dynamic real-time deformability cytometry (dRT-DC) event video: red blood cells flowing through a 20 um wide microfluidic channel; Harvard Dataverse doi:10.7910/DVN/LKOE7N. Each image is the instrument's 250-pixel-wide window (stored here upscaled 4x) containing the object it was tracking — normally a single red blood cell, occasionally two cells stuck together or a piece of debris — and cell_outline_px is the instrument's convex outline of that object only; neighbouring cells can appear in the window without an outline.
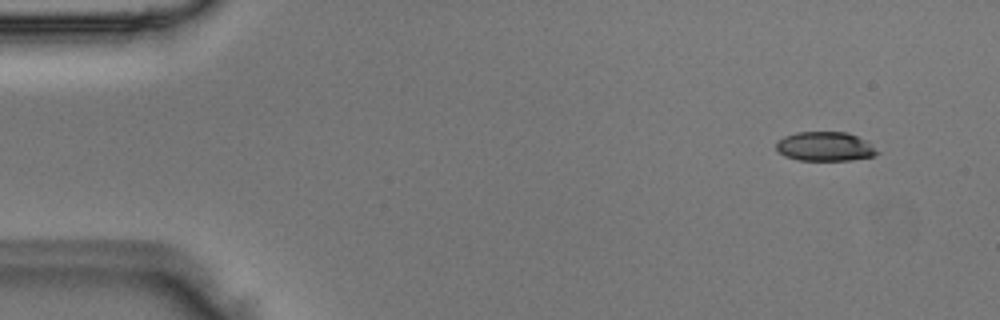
{"species": "Egyptian fruit bat (a non-hibernating species)", "species_latin": "Rousettus aegyptiacus", "temperature_condition": "room temperature", "stored_images_in_passage": 3, "segment_of_instrument_passage": [2, 2], "camera_frame_rate_fps": 3000, "um_per_image_px": 0.085, "animal": {"sex": "male"}, "frame": {"image": 1, "passage_image": 3, "time_ms": 0.667, "image_size_px": [1000, 320], "cell_outline_px": [[880, 152], [872, 156], [848, 160], [800, 160], [784, 156], [776, 148], [776, 144], [784, 136], [796, 132], [848, 132], [864, 140]], "centroid_in_image_um": [70.1, 12.45], "position_along_channel_um": 14.9, "area_um2": 16.94}}